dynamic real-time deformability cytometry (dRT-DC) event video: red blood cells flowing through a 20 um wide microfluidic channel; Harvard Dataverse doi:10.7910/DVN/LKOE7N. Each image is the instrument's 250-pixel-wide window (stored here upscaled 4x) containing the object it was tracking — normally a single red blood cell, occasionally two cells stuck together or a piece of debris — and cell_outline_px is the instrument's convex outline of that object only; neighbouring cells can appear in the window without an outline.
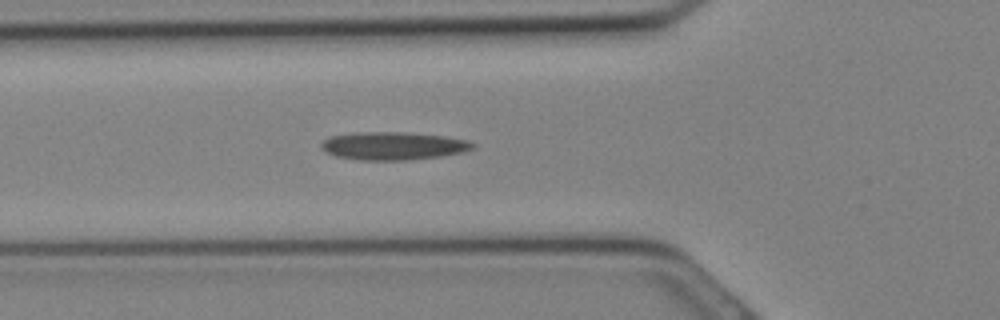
{"species": "Egyptian fruit bat (a non-hibernating species)", "species_latin": "Rousettus aegyptiacus", "temperature_condition": "cold", "stored_images_in_passage": 6, "camera_frame_rate_fps": 3000, "um_per_image_px": 0.085, "animal": {"sex": "female"}, "frame": {"image": 1, "passage_image": 2, "time_ms": 0.333, "image_size_px": [1000, 320], "cell_outline_px": [[476, 148], [460, 152], [440, 156], [404, 160], [360, 160], [336, 156], [324, 152], [320, 148], [320, 144], [328, 136], [352, 132], [404, 132], [448, 136], [468, 140], [476, 144]], "centroid_in_image_um": [33.39, 12.38], "position_along_channel_um": 92.4, "area_um2": 24.97}}
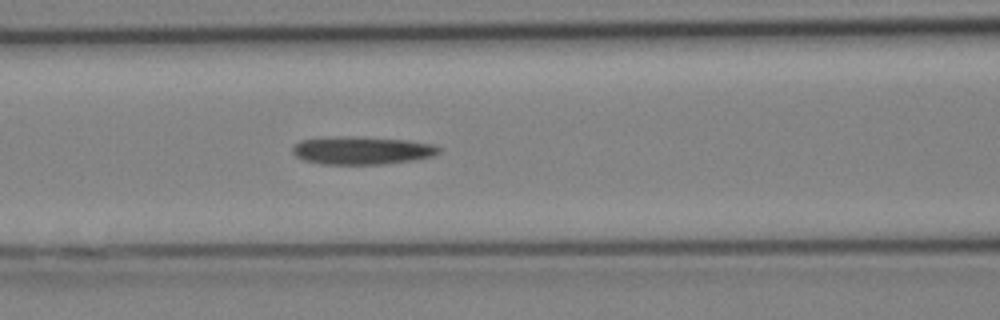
{"frame": {"image": 2, "passage_image": 4, "time_ms": 1.0, "image_size_px": [1000, 320], "cell_outline_px": [[444, 148], [440, 152], [432, 156], [412, 160], [384, 164], [320, 164], [304, 160], [296, 156], [292, 152], [292, 144], [300, 140], [340, 136], [360, 136], [408, 140], [432, 144]], "centroid_in_image_um": [30.75, 12.78], "position_along_channel_um": 135.8, "area_um2": 24.1}}
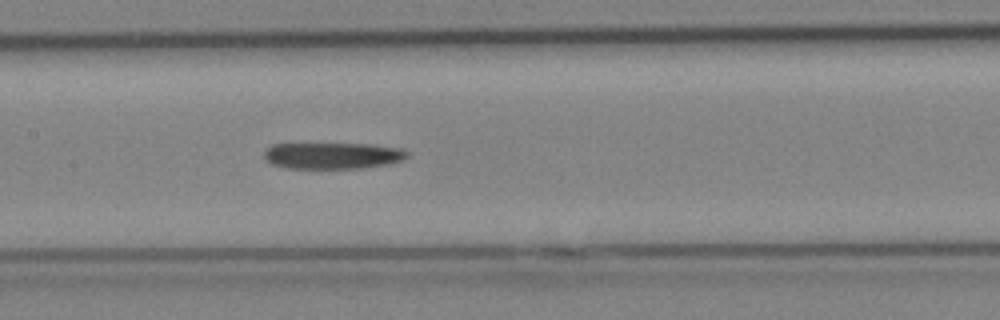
{"frame": {"image": 3, "passage_image": 6, "time_ms": 1.667, "image_size_px": [1000, 320], "cell_outline_px": [[412, 152], [404, 160], [388, 164], [360, 168], [288, 168], [272, 164], [264, 156], [264, 148], [272, 144], [372, 144], [404, 148]], "centroid_in_image_um": [28.34, 13.22], "position_along_channel_um": 179.1, "area_um2": 22.25}}